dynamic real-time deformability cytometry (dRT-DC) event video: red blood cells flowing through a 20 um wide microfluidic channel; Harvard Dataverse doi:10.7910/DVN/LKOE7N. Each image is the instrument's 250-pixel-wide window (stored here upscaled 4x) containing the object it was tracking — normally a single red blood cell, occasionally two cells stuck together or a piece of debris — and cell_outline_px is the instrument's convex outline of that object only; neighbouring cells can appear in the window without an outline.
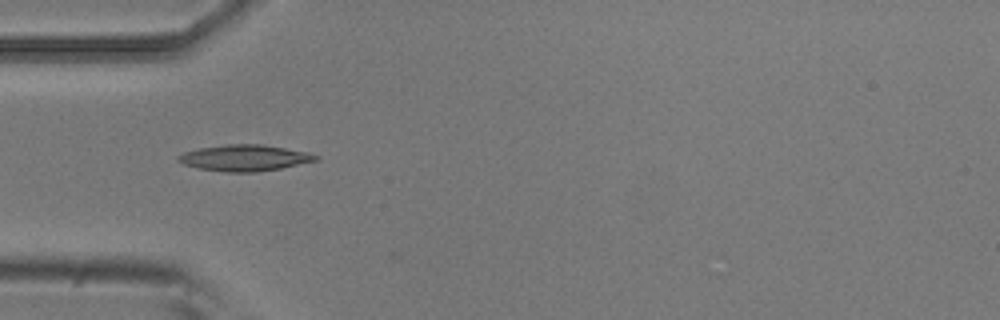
{"species": "common noctule bat (a hibernating species)", "species_latin": "Nyctalus noctula", "temperature_condition": "room temperature", "stored_images_in_passage": 8, "camera_frame_rate_fps": 3000, "um_per_image_px": 0.085, "animal": {"sex": "male", "body_mass_g": 20.5, "forearm_length_mm": 52.5}, "frame": {"image": 1, "passage_image": 5, "time_ms": 1.333, "image_size_px": [1000, 320], "cell_outline_px": [[320, 160], [280, 168], [256, 172], [228, 172], [200, 168], [184, 164], [176, 160], [176, 156], [184, 152], [200, 148], [224, 144], [260, 144], [308, 152], [320, 156]], "centroid_in_image_um": [20.81, 13.41], "position_along_channel_um": 64.2, "area_um2": 20.92}}
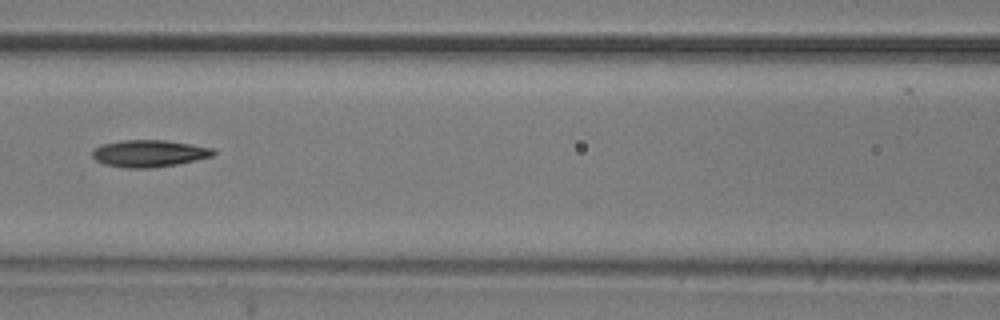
{"frame": {"image": 2, "passage_image": 7, "time_ms": 2.0, "image_size_px": [1000, 320], "cell_outline_px": [[216, 152], [212, 156], [196, 160], [176, 164], [148, 168], [128, 168], [104, 164], [96, 160], [92, 156], [92, 152], [96, 148], [104, 144], [124, 140], [164, 140], [212, 148]], "centroid_in_image_um": [12.67, 13.04], "position_along_channel_um": 153.9, "area_um2": 18.67}}
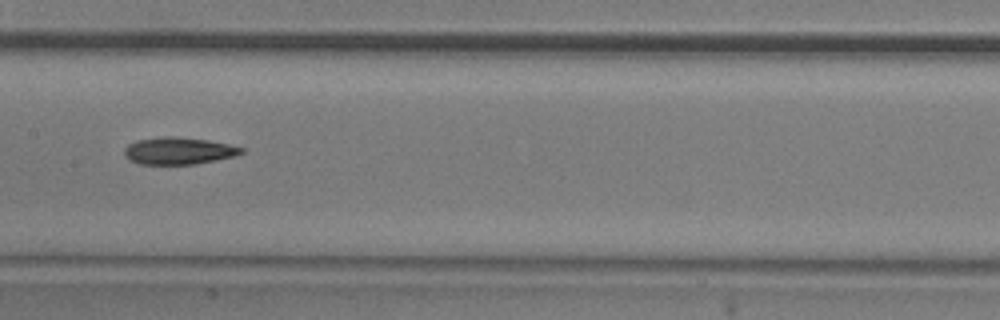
{"frame": {"image": 3, "passage_image": 8, "time_ms": 2.333, "image_size_px": [1000, 320], "cell_outline_px": [[244, 152], [236, 156], [196, 164], [140, 164], [128, 160], [124, 156], [124, 148], [128, 144], [136, 140], [164, 136], [176, 136], [208, 140], [228, 144], [244, 148]], "centroid_in_image_um": [15.16, 12.82], "position_along_channel_um": 192.2, "area_um2": 18.67}}